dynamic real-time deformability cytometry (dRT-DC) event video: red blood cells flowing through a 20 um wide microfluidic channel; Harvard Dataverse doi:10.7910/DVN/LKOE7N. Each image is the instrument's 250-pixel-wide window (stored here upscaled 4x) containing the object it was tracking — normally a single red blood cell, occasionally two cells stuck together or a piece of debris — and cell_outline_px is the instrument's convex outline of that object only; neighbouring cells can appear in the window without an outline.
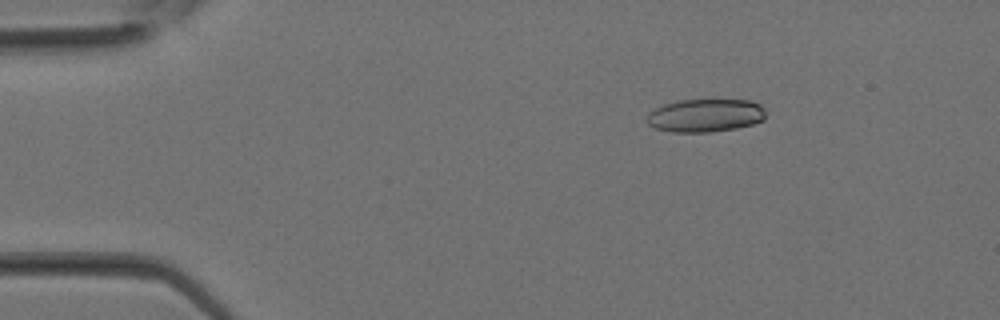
{"species": "Egyptian fruit bat (a non-hibernating species)", "species_latin": "Rousettus aegyptiacus", "temperature_condition": "room temperature", "stored_images_in_passage": 32, "camera_frame_rate_fps": 3000, "um_per_image_px": 0.085, "animal": {"sex": "female"}, "frame": {"image": 1, "passage_image": 5, "time_ms": 1.333, "image_size_px": [1000, 320], "cell_outline_px": [[764, 120], [752, 124], [736, 128], [712, 132], [672, 132], [656, 128], [648, 124], [644, 120], [648, 112], [664, 104], [676, 100], [752, 100], [760, 104], [764, 108]], "centroid_in_image_um": [59.93, 9.81], "position_along_channel_um": 25.1, "area_um2": 23.12}}
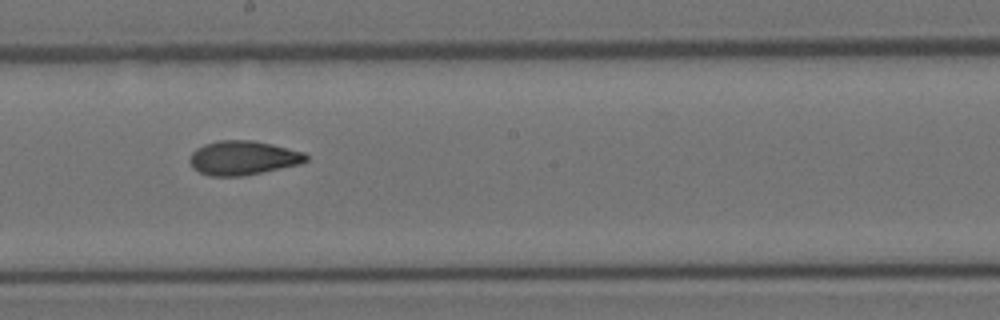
{"frame": {"image": 2, "passage_image": 18, "time_ms": 5.667, "image_size_px": [1000, 320], "cell_outline_px": [[308, 160], [300, 164], [244, 176], [208, 176], [192, 168], [188, 160], [192, 152], [196, 148], [204, 144], [216, 140], [252, 140], [272, 144], [304, 152], [308, 156]], "centroid_in_image_um": [20.63, 13.42], "position_along_channel_um": 227.6, "area_um2": 23.35}}
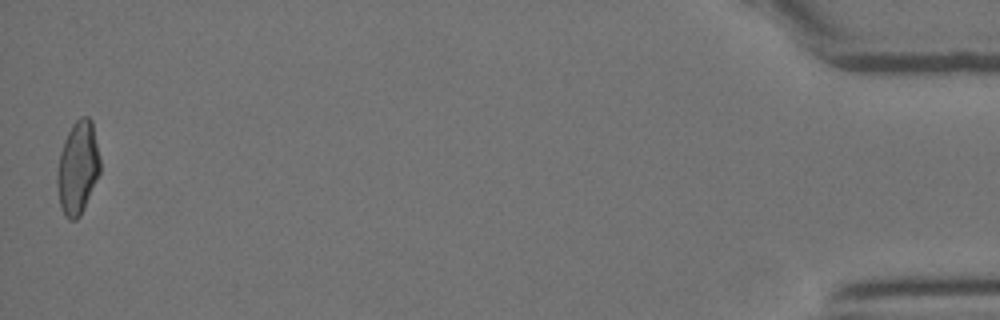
{"frame": {"image": 3, "passage_image": 32, "time_ms": 10.333, "image_size_px": [1000, 320], "cell_outline_px": [[100, 172], [84, 208], [80, 216], [76, 220], [68, 220], [64, 216], [60, 208], [56, 184], [56, 172], [60, 152], [64, 140], [72, 124], [80, 116], [88, 116], [92, 120], [100, 156]], "centroid_in_image_um": [6.59, 14.27], "position_along_channel_um": 428.6, "area_um2": 23.64}}